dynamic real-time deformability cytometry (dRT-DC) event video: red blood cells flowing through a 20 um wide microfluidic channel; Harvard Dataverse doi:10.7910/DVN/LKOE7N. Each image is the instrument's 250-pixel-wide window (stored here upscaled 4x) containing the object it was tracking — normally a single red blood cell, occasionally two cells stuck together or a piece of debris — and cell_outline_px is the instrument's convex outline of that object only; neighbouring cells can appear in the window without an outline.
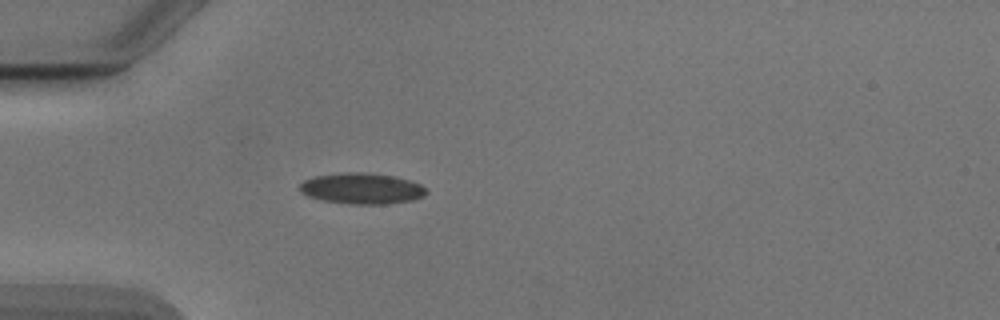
{"species": "Egyptian fruit bat (a non-hibernating species)", "species_latin": "Rousettus aegyptiacus", "temperature_condition": "cold", "stored_images_in_passage": 38, "camera_frame_rate_fps": 3000, "um_per_image_px": 0.085, "animal": {"sex": "male"}, "frame": {"image": 1, "passage_image": 1, "time_ms": 0.0, "image_size_px": [1000, 320], "cell_outline_px": [[428, 192], [424, 196], [412, 200], [388, 204], [348, 204], [324, 200], [308, 196], [300, 192], [300, 184], [304, 180], [316, 176], [348, 172], [360, 172], [392, 176], [408, 180], [420, 184]], "centroid_in_image_um": [30.75, 16.03], "position_along_channel_um": 54.2, "area_um2": 22.6}}
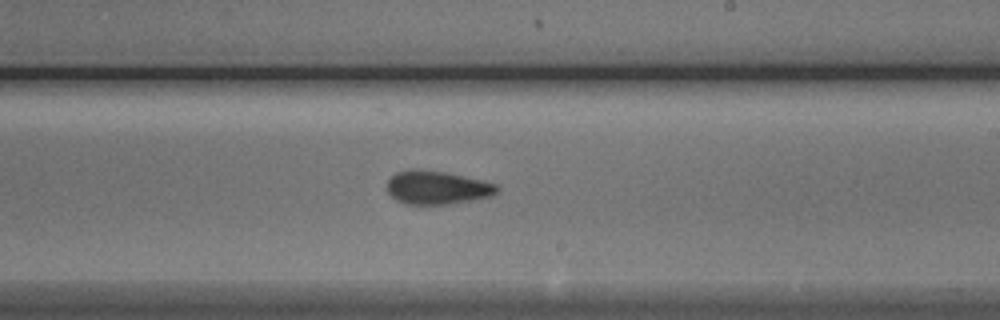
{"frame": {"image": 2, "passage_image": 17, "time_ms": 5.333, "image_size_px": [1000, 320], "cell_outline_px": [[500, 188], [492, 196], [452, 204], [404, 204], [396, 200], [388, 192], [388, 180], [396, 172], [444, 172], [480, 180], [496, 184]], "centroid_in_image_um": [37.19, 16.0], "position_along_channel_um": 251.8, "area_um2": 20.63}}
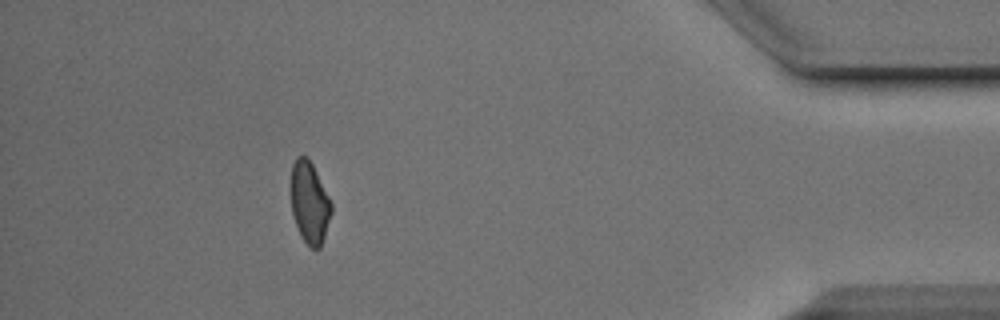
{"frame": {"image": 3, "passage_image": 33, "time_ms": 10.667, "image_size_px": [1000, 320], "cell_outline_px": [[332, 212], [324, 240], [320, 248], [312, 248], [300, 236], [292, 212], [292, 164], [296, 156], [304, 156], [312, 164], [332, 204]], "centroid_in_image_um": [26.33, 17.26], "position_along_channel_um": 408.9, "area_um2": 18.9}, "authors_computed_cell_mechanics": {"area_um2": 20.9525, "velocity_mm_per_s": 3.8924, "shape_relaxation_time_tau1_ms": 3.1283, "shape_relaxation_time_tau2_ms": 2.4555, "deformation_change_tau1": 0.1023, "deformation_change_tau2": 0.0821}}